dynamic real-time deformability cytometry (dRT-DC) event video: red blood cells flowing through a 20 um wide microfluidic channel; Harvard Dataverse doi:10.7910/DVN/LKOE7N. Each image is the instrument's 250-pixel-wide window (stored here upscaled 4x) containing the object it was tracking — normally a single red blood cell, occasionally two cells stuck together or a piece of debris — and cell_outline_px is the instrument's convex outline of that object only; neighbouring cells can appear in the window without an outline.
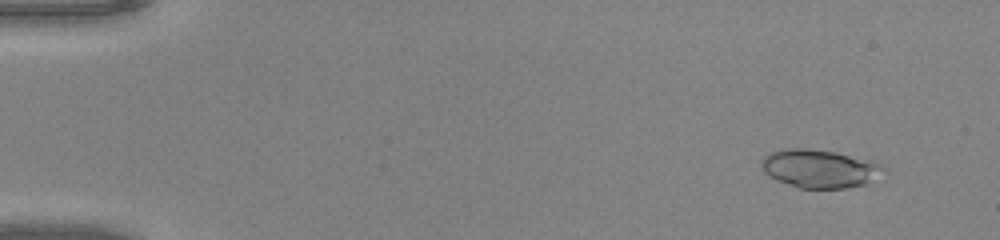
{"species": "common noctule bat (a hibernating species)", "species_latin": "Nyctalus noctula", "temperature_condition": "warm", "stored_images_in_passage": 50, "camera_frame_rate_fps": 3000, "um_per_image_px": 0.085, "animal": {"sex": "male", "body_mass_g": 20.0, "forearm_length_mm": 53.3}, "frame": {"image": 1, "passage_image": 4, "time_ms": 1.0, "image_size_px": [1000, 240], "cell_outline_px": [[884, 168], [868, 184], [844, 188], [796, 188], [776, 180], [768, 176], [760, 168], [760, 164], [764, 156], [772, 152], [784, 148], [808, 148], [836, 152], [872, 160], [880, 164]], "centroid_in_image_um": [69.6, 14.33], "position_along_channel_um": 15.4, "area_um2": 27.34}}
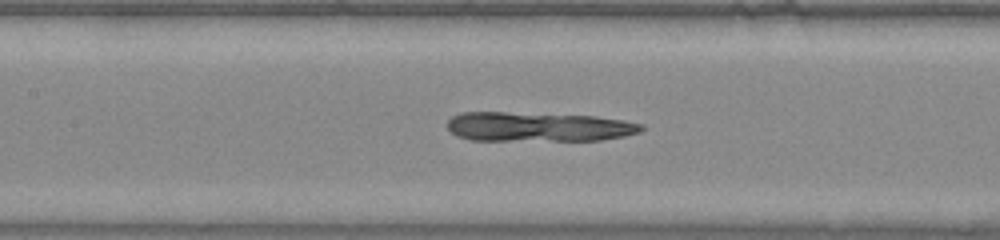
{"frame": {"image": 2, "passage_image": 24, "time_ms": 7.667, "image_size_px": [1000, 240], "cell_outline_px": [[644, 128], [640, 132], [624, 136], [600, 140], [468, 140], [456, 136], [448, 128], [448, 120], [452, 116], [460, 112], [504, 112], [596, 116], [624, 120], [644, 124]], "centroid_in_image_um": [45.75, 10.77], "position_along_channel_um": 161.7, "area_um2": 33.41}}
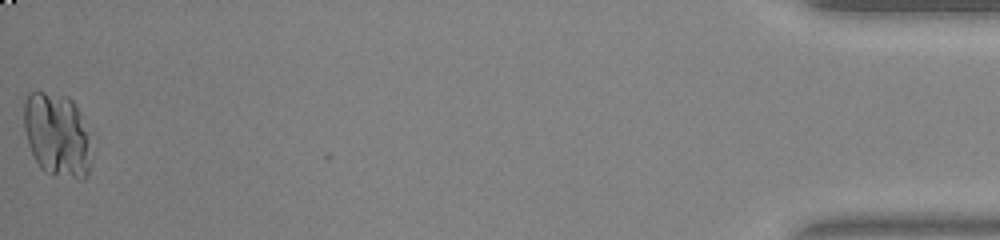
{"frame": {"image": 3, "passage_image": 50, "time_ms": 16.333, "image_size_px": [1000, 240], "cell_outline_px": [[88, 176], [84, 180], [80, 180], [52, 176], [44, 172], [40, 168], [28, 144], [24, 128], [24, 104], [28, 92], [44, 92], [68, 96], [72, 100], [80, 112], [88, 132]], "centroid_in_image_um": [4.82, 11.48], "position_along_channel_um": 430.4, "area_um2": 33.0}}